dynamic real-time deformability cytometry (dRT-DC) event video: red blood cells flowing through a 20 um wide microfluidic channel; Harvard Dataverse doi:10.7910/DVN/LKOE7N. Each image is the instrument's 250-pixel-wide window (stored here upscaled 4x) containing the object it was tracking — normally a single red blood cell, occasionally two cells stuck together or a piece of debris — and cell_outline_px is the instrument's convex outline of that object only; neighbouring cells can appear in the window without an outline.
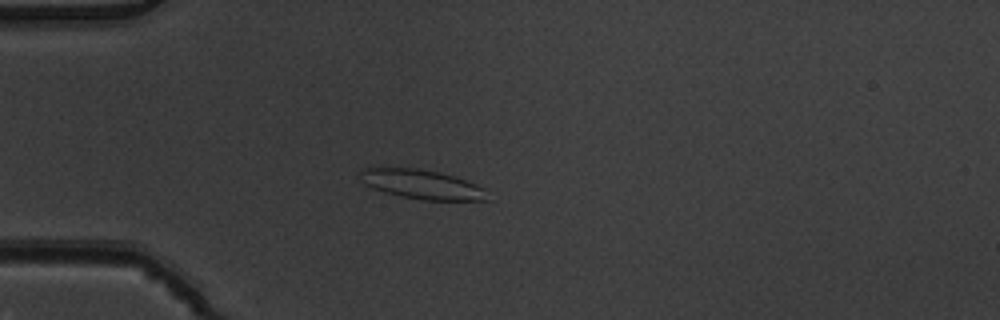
{"species": "common noctule bat (a hibernating species)", "species_latin": "Nyctalus noctula", "temperature_condition": "warm", "stored_images_in_passage": 4, "camera_frame_rate_fps": 3000, "um_per_image_px": 0.085, "animal": {"sex": "male", "body_mass_g": 19.5, "forearm_length_mm": 54.6}, "frame": {"image": 1, "passage_image": 4, "time_ms": 1.0, "image_size_px": [1000, 320], "cell_outline_px": [[488, 200], [420, 200], [400, 196], [372, 188], [364, 184], [360, 180], [360, 168], [416, 168], [440, 172], [456, 176], [476, 184], [480, 188]], "centroid_in_image_um": [35.78, 15.66], "position_along_channel_um": 49.2, "area_um2": 21.56}}